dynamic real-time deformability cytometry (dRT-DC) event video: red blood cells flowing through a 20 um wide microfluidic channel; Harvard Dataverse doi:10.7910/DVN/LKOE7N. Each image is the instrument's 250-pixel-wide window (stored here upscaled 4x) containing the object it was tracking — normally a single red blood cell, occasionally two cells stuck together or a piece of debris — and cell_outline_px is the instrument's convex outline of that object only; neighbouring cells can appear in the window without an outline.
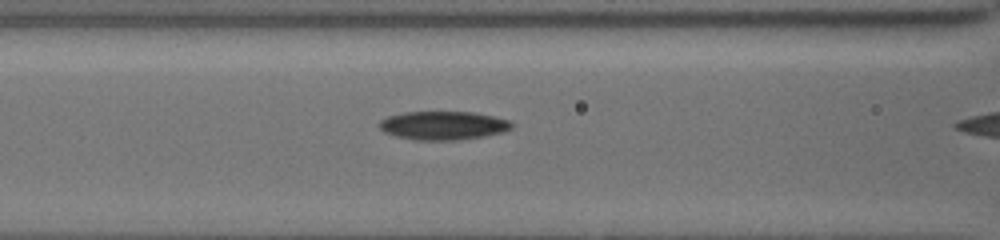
{"species": "common noctule bat (a hibernating species)", "species_latin": "Nyctalus noctula", "temperature_condition": "cold", "stored_images_in_passage": 12, "camera_frame_rate_fps": 3000, "um_per_image_px": 0.085, "animal": {"sex": "female", "body_mass_g": 19.5, "forearm_length_mm": 54.1}, "frame": {"image": 1, "passage_image": 10, "time_ms": 2.667, "image_size_px": [1000, 240], "cell_outline_px": [[512, 128], [504, 132], [484, 136], [456, 140], [412, 140], [396, 136], [384, 132], [380, 128], [380, 120], [388, 116], [404, 112], [472, 112], [512, 120]], "centroid_in_image_um": [37.68, 10.67], "position_along_channel_um": 128.9, "area_um2": 22.08}}